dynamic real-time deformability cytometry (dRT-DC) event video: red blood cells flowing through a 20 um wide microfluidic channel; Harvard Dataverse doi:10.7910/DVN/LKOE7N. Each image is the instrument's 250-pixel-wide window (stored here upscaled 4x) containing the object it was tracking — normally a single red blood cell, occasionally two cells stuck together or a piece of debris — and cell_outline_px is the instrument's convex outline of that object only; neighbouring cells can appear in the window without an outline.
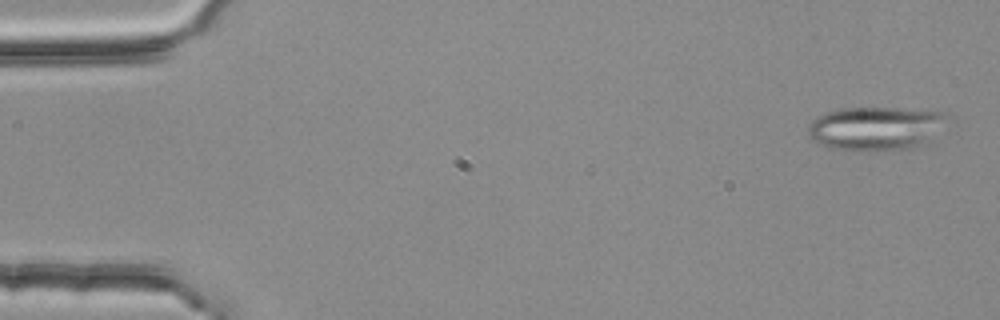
{"species": "common noctule bat (a hibernating species)", "species_latin": "Nyctalus noctula", "temperature_condition": "room temperature", "stored_images_in_passage": 2, "camera_frame_rate_fps": 3000, "um_per_image_px": 0.085, "animal": {"sex": "female", "body_mass_g": 25.1}, "frame": {"image": 1, "passage_image": 2, "time_ms": 0.333, "image_size_px": [1000, 320], "cell_outline_px": [[948, 116], [924, 144], [920, 148], [828, 148], [812, 140], [808, 136], [808, 128], [812, 120], [816, 116], [824, 112], [848, 108], [896, 108], [948, 112]], "centroid_in_image_um": [74.39, 10.87], "position_along_channel_um": 10.6, "area_um2": 34.33}}